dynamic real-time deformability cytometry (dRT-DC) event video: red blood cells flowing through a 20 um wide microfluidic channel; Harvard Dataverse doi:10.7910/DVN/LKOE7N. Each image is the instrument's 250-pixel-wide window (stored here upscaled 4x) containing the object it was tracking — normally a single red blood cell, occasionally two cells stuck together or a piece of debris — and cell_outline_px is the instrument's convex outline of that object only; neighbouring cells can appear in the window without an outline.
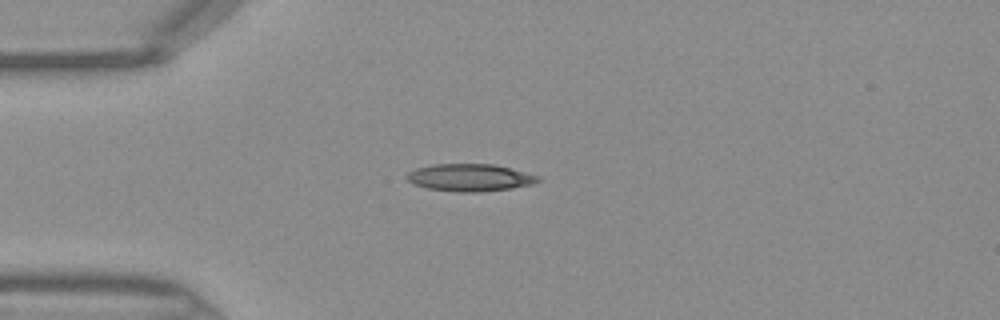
{"species": "Egyptian fruit bat (a non-hibernating species)", "species_latin": "Rousettus aegyptiacus", "temperature_condition": "warm", "stored_images_in_passage": 34, "camera_frame_rate_fps": 3000, "um_per_image_px": 0.085, "frame": {"image": 1, "passage_image": 1, "time_ms": 0.0, "image_size_px": [1000, 320], "cell_outline_px": [[540, 180], [532, 184], [512, 188], [480, 192], [456, 192], [428, 188], [412, 184], [404, 176], [408, 172], [416, 168], [432, 164], [492, 164], [540, 176]], "centroid_in_image_um": [39.89, 15.1], "position_along_channel_um": 45.1, "area_um2": 20.87}}
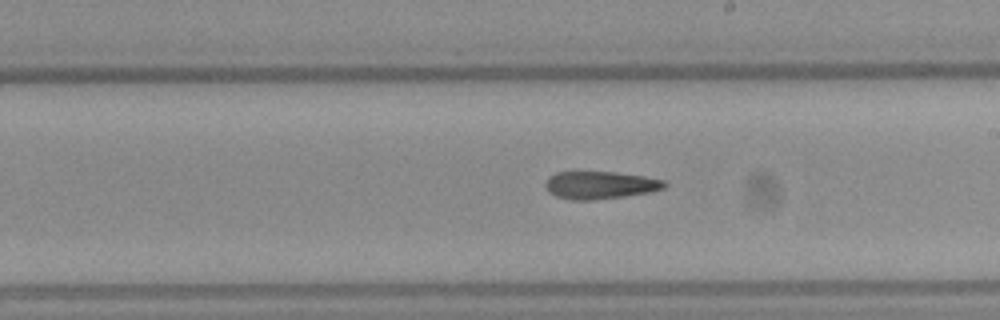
{"frame": {"image": 2, "passage_image": 15, "time_ms": 4.667, "image_size_px": [1000, 320], "cell_outline_px": [[668, 184], [664, 188], [652, 192], [624, 196], [592, 200], [572, 200], [556, 196], [544, 184], [548, 176], [556, 172], [616, 172], [644, 176], [664, 180]], "centroid_in_image_um": [51.04, 15.73], "position_along_channel_um": 238.0, "area_um2": 19.13}}
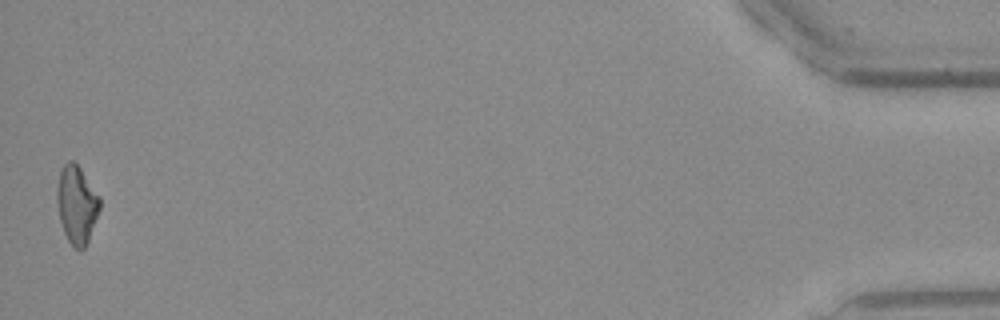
{"frame": {"image": 3, "passage_image": 34, "time_ms": 11.0, "image_size_px": [1000, 320], "cell_outline_px": [[100, 208], [88, 240], [84, 248], [80, 252], [68, 240], [64, 232], [60, 220], [56, 200], [56, 188], [60, 172], [64, 164], [68, 160], [72, 160], [80, 168], [100, 196]], "centroid_in_image_um": [6.51, 17.37], "position_along_channel_um": 428.7, "area_um2": 19.31}}